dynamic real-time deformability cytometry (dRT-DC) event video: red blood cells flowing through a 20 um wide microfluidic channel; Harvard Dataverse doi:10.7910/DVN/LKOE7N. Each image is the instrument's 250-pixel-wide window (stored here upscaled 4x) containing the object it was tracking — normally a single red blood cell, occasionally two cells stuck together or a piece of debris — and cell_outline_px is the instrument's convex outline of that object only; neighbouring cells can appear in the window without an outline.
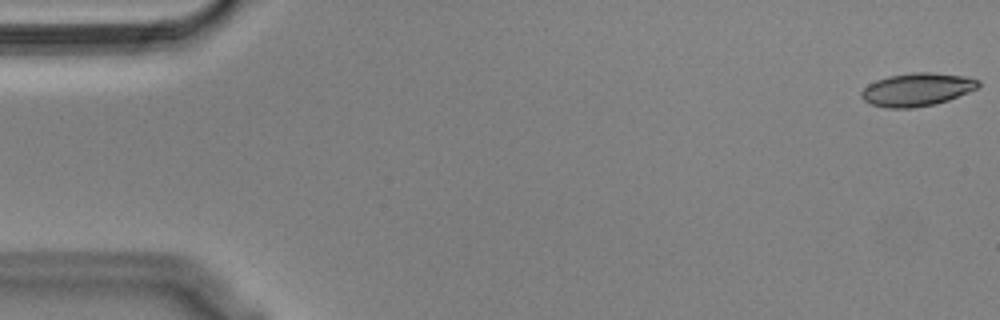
{"species": "Egyptian fruit bat (a non-hibernating species)", "species_latin": "Rousettus aegyptiacus", "temperature_condition": "cold", "stored_images_in_passage": 55, "camera_frame_rate_fps": 3000, "um_per_image_px": 0.085, "animal": {"sex": "male"}, "frame": {"image": 1, "passage_image": 1, "time_ms": 0.0, "image_size_px": [1000, 320], "cell_outline_px": [[980, 84], [976, 88], [968, 92], [948, 100], [936, 104], [912, 108], [888, 108], [872, 104], [864, 100], [860, 96], [860, 92], [868, 84], [876, 80], [888, 76], [912, 72], [932, 72], [964, 76], [980, 80]], "centroid_in_image_um": [77.93, 7.6], "position_along_channel_um": 7.1, "area_um2": 22.54}}
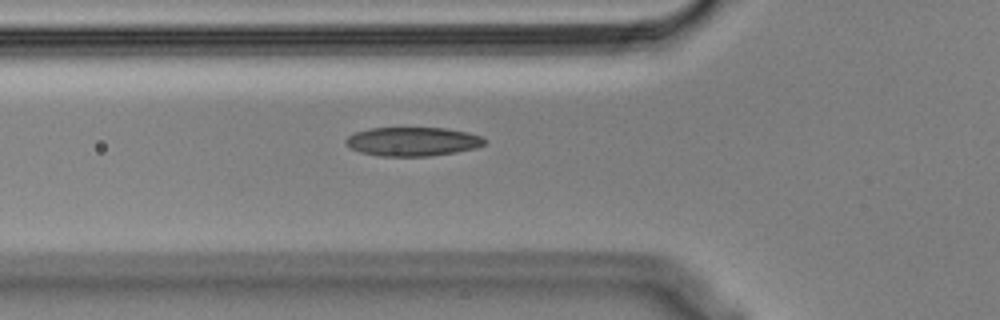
{"frame": {"image": 2, "passage_image": 19, "time_ms": 6.0, "image_size_px": [1000, 320], "cell_outline_px": [[484, 144], [476, 148], [456, 152], [432, 156], [380, 156], [360, 152], [348, 148], [344, 144], [344, 140], [348, 136], [356, 132], [368, 128], [448, 128], [468, 132], [480, 136], [484, 140]], "centroid_in_image_um": [35.03, 12.03], "position_along_channel_um": 90.8, "area_um2": 23.52}}
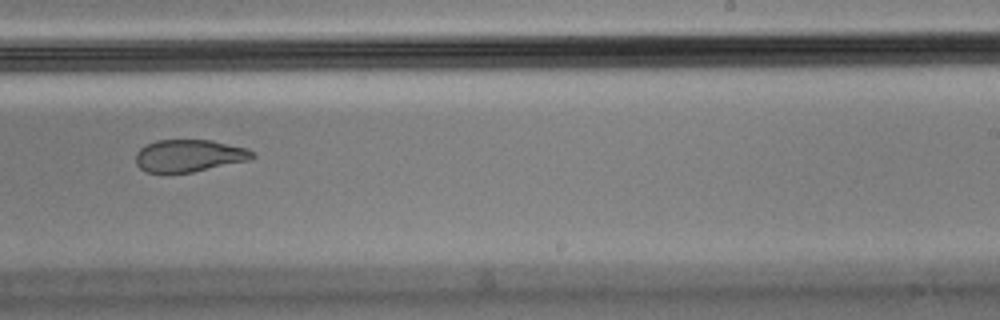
{"frame": {"image": 3, "passage_image": 34, "time_ms": 11.0, "image_size_px": [1000, 320], "cell_outline_px": [[256, 156], [248, 160], [192, 172], [144, 172], [136, 164], [136, 152], [144, 144], [156, 140], [212, 140], [248, 148], [256, 152]], "centroid_in_image_um": [16.07, 13.22], "position_along_channel_um": 272.9, "area_um2": 22.02}, "authors_computed_cell_mechanics": {"area_um2": 23.1778, "velocity_mm_per_s": 3.6335, "shape_relaxation_time_tau1_ms": null, "shape_relaxation_time_tau2_ms": 2.6404, "deformation_change_tau1": null, "deformation_change_tau2": 0.086}}